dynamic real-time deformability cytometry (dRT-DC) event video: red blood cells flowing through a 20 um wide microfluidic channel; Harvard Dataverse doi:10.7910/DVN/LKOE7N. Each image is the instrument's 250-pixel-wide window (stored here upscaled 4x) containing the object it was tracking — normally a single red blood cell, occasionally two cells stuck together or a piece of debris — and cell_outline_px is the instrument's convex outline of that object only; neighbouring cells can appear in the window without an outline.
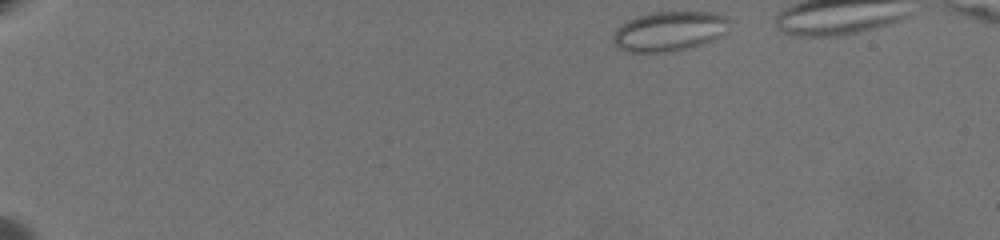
{"species": "common noctule bat (a hibernating species)", "species_latin": "Nyctalus noctula", "temperature_condition": "warm", "stored_images_in_passage": 51, "camera_frame_rate_fps": 3000, "um_per_image_px": 0.085, "animal": {"sex": "female", "body_mass_g": 19.5, "forearm_length_mm": 54.1}, "frame": {"image": 1, "passage_image": 1, "time_ms": 0.0, "image_size_px": [1000, 240], "cell_outline_px": [[728, 32], [704, 44], [672, 52], [628, 52], [620, 48], [612, 40], [612, 36], [628, 20], [636, 16], [652, 12], [716, 12], [724, 16], [728, 20]], "centroid_in_image_um": [56.93, 2.66], "position_along_channel_um": 28.1, "area_um2": 26.88}}
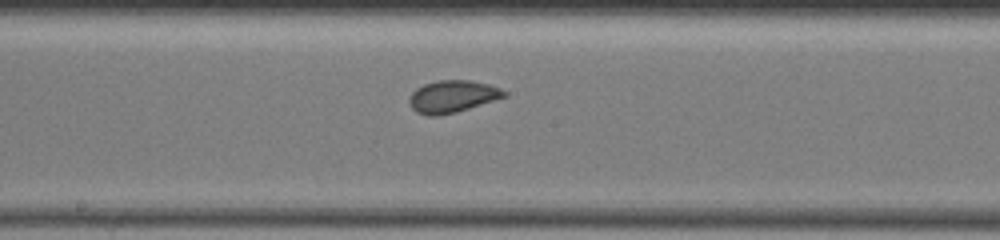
{"frame": {"image": 2, "passage_image": 28, "time_ms": 9.0, "image_size_px": [1000, 240], "cell_outline_px": [[508, 96], [456, 112], [436, 116], [428, 116], [416, 112], [408, 104], [408, 96], [416, 88], [424, 84], [440, 80], [468, 80], [488, 84], [500, 88], [508, 92]], "centroid_in_image_um": [38.44, 8.2], "position_along_channel_um": 209.8, "area_um2": 17.92}}
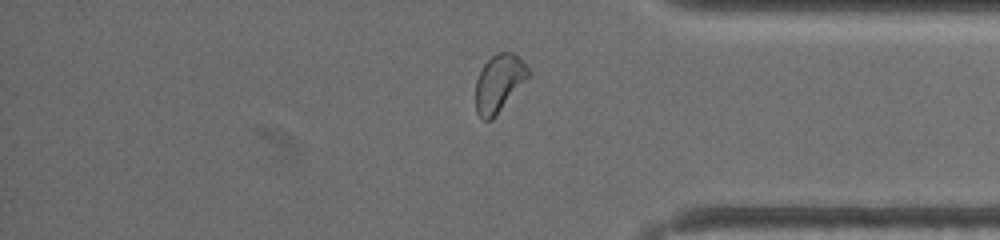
{"frame": {"image": 3, "passage_image": 45, "time_ms": 14.667, "image_size_px": [1000, 240], "cell_outline_px": [[532, 72], [492, 120], [484, 120], [476, 112], [476, 80], [484, 64], [496, 52], [512, 52], [524, 60]], "centroid_in_image_um": [42.43, 7.03], "position_along_channel_um": 392.8, "area_um2": 17.51}}